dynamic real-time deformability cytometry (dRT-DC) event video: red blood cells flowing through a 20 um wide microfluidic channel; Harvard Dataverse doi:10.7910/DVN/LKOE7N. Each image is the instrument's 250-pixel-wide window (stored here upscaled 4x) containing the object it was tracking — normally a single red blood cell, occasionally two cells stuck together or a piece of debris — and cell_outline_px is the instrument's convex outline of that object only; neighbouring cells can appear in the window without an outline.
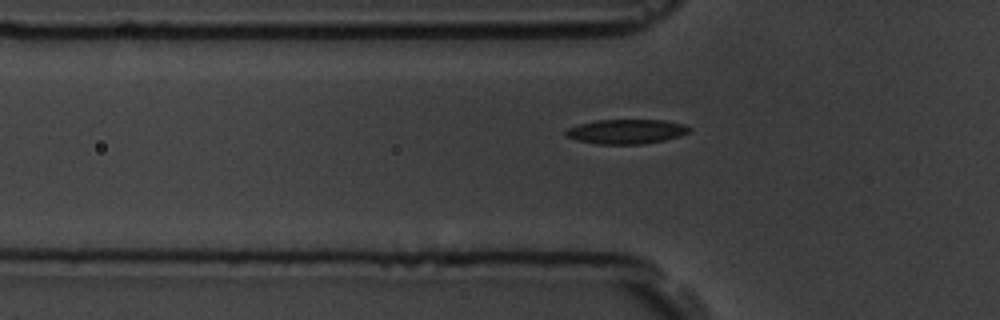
{"species": "common noctule bat (a hibernating species)", "species_latin": "Nyctalus noctula", "temperature_condition": "room temperature", "stored_images_in_passage": 5, "camera_frame_rate_fps": 3000, "um_per_image_px": 0.085, "animal": {"sex": "male", "body_mass_g": 19.5, "forearm_length_mm": 54.6}, "frame": {"image": 1, "passage_image": 5, "time_ms": 4.667, "image_size_px": [1000, 320], "cell_outline_px": [[692, 128], [688, 132], [680, 136], [664, 140], [640, 144], [600, 144], [576, 140], [568, 136], [564, 132], [568, 128], [580, 124], [596, 120], [664, 120], [684, 124]], "centroid_in_image_um": [53.26, 11.17], "position_along_channel_um": 72.5, "area_um2": 17.51}}